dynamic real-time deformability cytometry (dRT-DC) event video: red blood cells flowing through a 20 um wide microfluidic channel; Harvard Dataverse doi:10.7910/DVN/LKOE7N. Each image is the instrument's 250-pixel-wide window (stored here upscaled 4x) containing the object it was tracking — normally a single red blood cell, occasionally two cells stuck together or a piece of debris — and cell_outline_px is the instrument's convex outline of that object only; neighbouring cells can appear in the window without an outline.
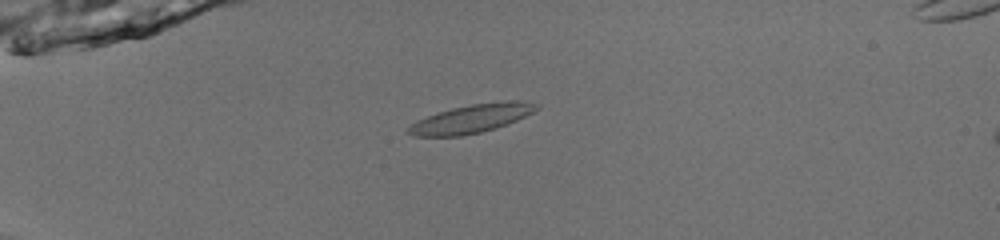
{"species": "common noctule bat (a hibernating species)", "species_latin": "Nyctalus noctula", "temperature_condition": "room temperature", "stored_images_in_passage": 40, "camera_frame_rate_fps": 3000, "um_per_image_px": 0.085, "animal": {"sex": "male", "body_mass_g": 13.0, "forearm_length_mm": 53.1}, "frame": {"image": 1, "passage_image": 3, "time_ms": 0.667, "image_size_px": [1000, 240], "cell_outline_px": [[540, 108], [516, 120], [496, 128], [480, 132], [460, 136], [412, 136], [408, 132], [408, 128], [416, 120], [452, 108], [472, 104], [504, 100], [524, 100], [540, 104]], "centroid_in_image_um": [40.13, 10.07], "position_along_channel_um": 44.9, "area_um2": 21.15}}
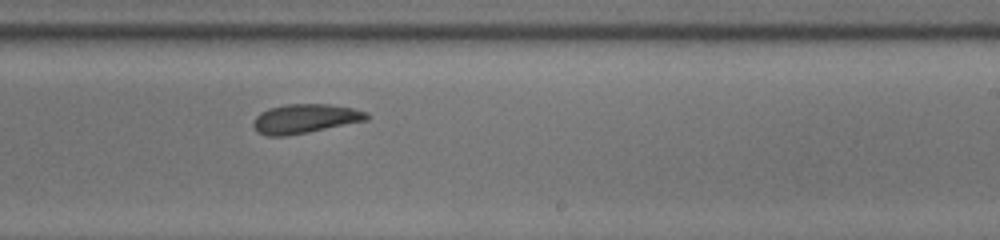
{"frame": {"image": 2, "passage_image": 22, "time_ms": 7.0, "image_size_px": [1000, 240], "cell_outline_px": [[368, 120], [288, 136], [268, 136], [256, 132], [252, 124], [256, 116], [260, 112], [268, 108], [288, 104], [328, 104], [352, 108], [368, 112]], "centroid_in_image_um": [25.9, 10.09], "position_along_channel_um": 263.1, "area_um2": 19.36}}
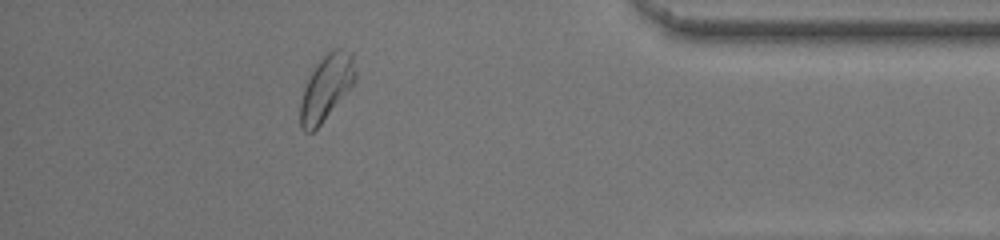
{"frame": {"image": 3, "passage_image": 35, "time_ms": 11.333, "image_size_px": [1000, 240], "cell_outline_px": [[356, 80], [320, 124], [312, 132], [304, 132], [300, 128], [300, 104], [304, 88], [316, 64], [332, 48], [340, 48], [352, 52], [356, 72]], "centroid_in_image_um": [27.74, 7.42], "position_along_channel_um": 407.5, "area_um2": 20.58}, "authors_computed_cell_mechanics": {"area_um2": 19.8832, "velocity_mm_per_s": 3.9706, "shape_relaxation_time_tau1_ms": 5.1426, "shape_relaxation_time_tau2_ms": 1.8939, "deformation_change_tau1": 0.1286, "deformation_change_tau2": 0.0602}}